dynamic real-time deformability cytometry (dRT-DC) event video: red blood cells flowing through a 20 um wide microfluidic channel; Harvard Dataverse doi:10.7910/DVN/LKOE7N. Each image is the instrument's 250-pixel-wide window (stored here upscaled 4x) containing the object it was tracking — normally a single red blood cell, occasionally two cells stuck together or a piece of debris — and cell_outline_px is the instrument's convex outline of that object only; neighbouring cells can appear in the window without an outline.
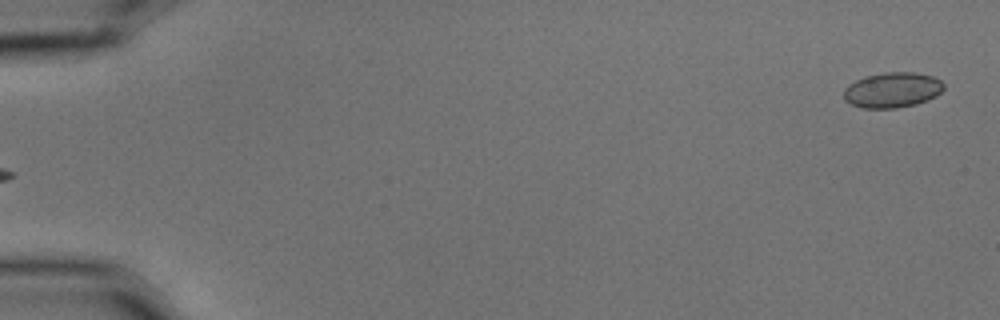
{"species": "common noctule bat (a hibernating species)", "species_latin": "Nyctalus noctula", "temperature_condition": "cold", "stored_images_in_passage": 6, "segment_of_instrument_passage": [2, 2], "camera_frame_rate_fps": 3000, "um_per_image_px": 0.085, "animal": {"sex": "male", "body_mass_g": 15.6}, "frame": {"image": 1, "passage_image": 6, "time_ms": 1.667, "image_size_px": [1000, 320], "cell_outline_px": [[944, 88], [936, 96], [928, 100], [916, 104], [896, 108], [860, 108], [844, 100], [844, 88], [848, 84], [864, 76], [884, 72], [916, 72], [932, 76], [940, 80], [944, 84]], "centroid_in_image_um": [75.84, 7.64], "position_along_channel_um": 9.2, "area_um2": 20.75}}